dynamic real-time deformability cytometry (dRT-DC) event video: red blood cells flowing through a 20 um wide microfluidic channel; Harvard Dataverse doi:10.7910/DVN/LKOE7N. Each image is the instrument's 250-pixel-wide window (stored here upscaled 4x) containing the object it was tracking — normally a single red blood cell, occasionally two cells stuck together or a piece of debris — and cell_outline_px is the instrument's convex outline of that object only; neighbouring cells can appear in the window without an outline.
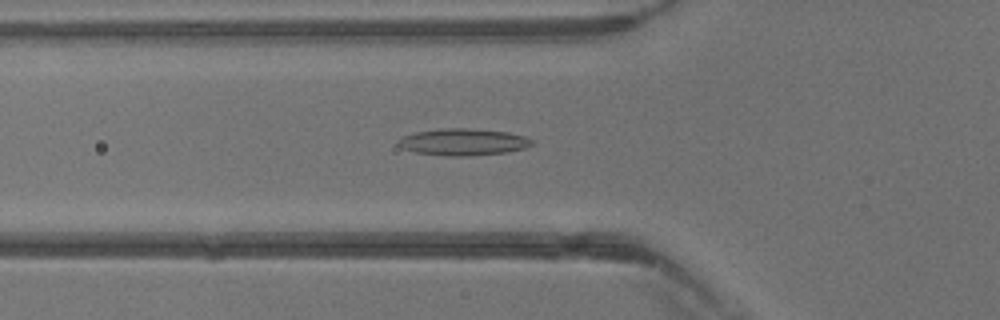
{"species": "common noctule bat (a hibernating species)", "species_latin": "Nyctalus noctula", "temperature_condition": "warm", "stored_images_in_passage": 36, "camera_frame_rate_fps": 3000, "um_per_image_px": 0.085, "animal": {"sex": "male", "body_mass_g": 13.3}, "frame": {"image": 1, "passage_image": 11, "time_ms": 3.333, "image_size_px": [1000, 320], "cell_outline_px": [[532, 144], [524, 148], [508, 152], [468, 156], [444, 156], [416, 152], [404, 148], [396, 144], [404, 136], [416, 132], [440, 128], [468, 128], [508, 132], [524, 136], [532, 140]], "centroid_in_image_um": [39.38, 12.07], "position_along_channel_um": 86.4, "area_um2": 20.75}}
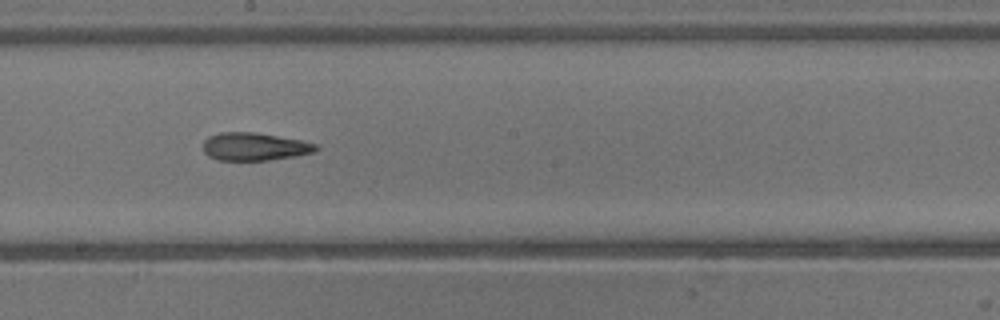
{"frame": {"image": 2, "passage_image": 19, "time_ms": 6.0, "image_size_px": [1000, 320], "cell_outline_px": [[320, 148], [316, 152], [296, 156], [268, 160], [216, 160], [208, 156], [204, 152], [204, 140], [208, 136], [220, 132], [252, 132], [300, 140], [316, 144]], "centroid_in_image_um": [21.63, 12.47], "position_along_channel_um": 226.6, "area_um2": 18.32}}
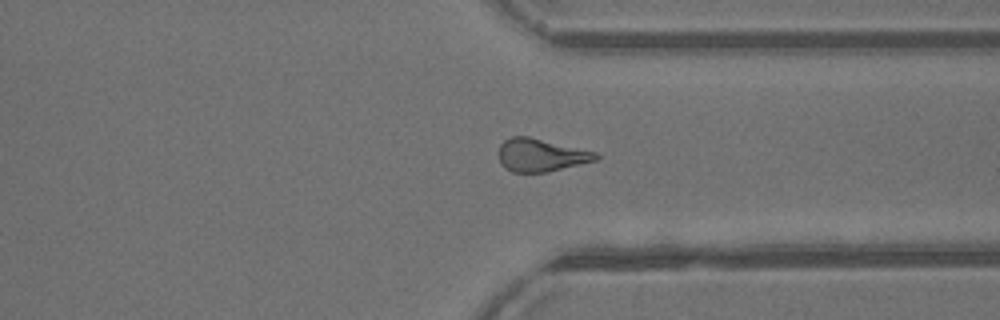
{"frame": {"image": 3, "passage_image": 27, "time_ms": 8.667, "image_size_px": [1000, 320], "cell_outline_px": [[600, 156], [596, 160], [548, 172], [512, 172], [504, 168], [500, 164], [500, 144], [504, 140], [512, 136], [528, 136], [596, 152]], "centroid_in_image_um": [45.96, 13.19], "position_along_channel_um": 365.4, "area_um2": 18.5}}